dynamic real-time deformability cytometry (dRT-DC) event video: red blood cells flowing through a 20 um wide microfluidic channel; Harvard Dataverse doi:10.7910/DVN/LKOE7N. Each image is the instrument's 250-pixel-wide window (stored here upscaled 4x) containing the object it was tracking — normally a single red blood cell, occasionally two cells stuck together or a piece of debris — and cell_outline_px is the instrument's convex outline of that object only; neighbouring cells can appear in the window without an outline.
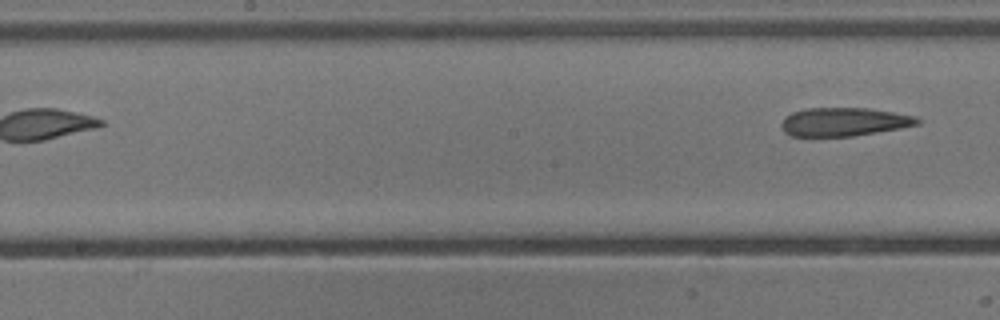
{"species": "common noctule bat (a hibernating species)", "species_latin": "Nyctalus noctula", "temperature_condition": "cold", "stored_images_in_passage": 5, "segment_of_instrument_passage": [2, 2], "camera_frame_rate_fps": 3000, "um_per_image_px": 0.085, "animal": {"sex": "male", "body_mass_g": 13.3}, "frame": {"image": 1, "passage_image": 5, "time_ms": 5.667, "image_size_px": [1000, 320], "cell_outline_px": [[920, 124], [900, 128], [852, 136], [792, 136], [784, 132], [780, 124], [784, 116], [792, 112], [808, 108], [868, 108], [916, 116], [920, 120]], "centroid_in_image_um": [71.71, 10.35], "position_along_channel_um": 176.5, "area_um2": 22.54}}